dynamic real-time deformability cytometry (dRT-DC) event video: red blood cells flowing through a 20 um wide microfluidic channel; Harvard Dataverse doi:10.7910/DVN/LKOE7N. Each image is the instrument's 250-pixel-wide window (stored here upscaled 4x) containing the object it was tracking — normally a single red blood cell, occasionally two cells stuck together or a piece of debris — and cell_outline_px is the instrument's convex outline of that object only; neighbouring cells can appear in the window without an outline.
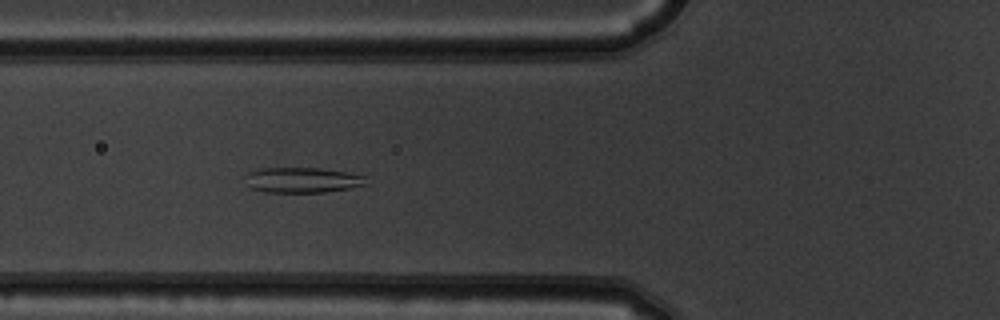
{"species": "common noctule bat (a hibernating species)", "species_latin": "Nyctalus noctula", "temperature_condition": "warm", "stored_images_in_passage": 5, "camera_frame_rate_fps": 3000, "um_per_image_px": 0.085, "animal": {"sex": "male", "body_mass_g": 19.5, "forearm_length_mm": 54.6}, "frame": {"image": 1, "passage_image": 5, "time_ms": 1.333, "image_size_px": [1000, 320], "cell_outline_px": [[368, 184], [348, 188], [324, 192], [264, 192], [252, 188], [248, 184], [244, 176], [248, 172], [256, 168], [320, 168], [348, 172], [364, 176]], "centroid_in_image_um": [25.67, 15.29], "position_along_channel_um": 100.1, "area_um2": 17.86}}